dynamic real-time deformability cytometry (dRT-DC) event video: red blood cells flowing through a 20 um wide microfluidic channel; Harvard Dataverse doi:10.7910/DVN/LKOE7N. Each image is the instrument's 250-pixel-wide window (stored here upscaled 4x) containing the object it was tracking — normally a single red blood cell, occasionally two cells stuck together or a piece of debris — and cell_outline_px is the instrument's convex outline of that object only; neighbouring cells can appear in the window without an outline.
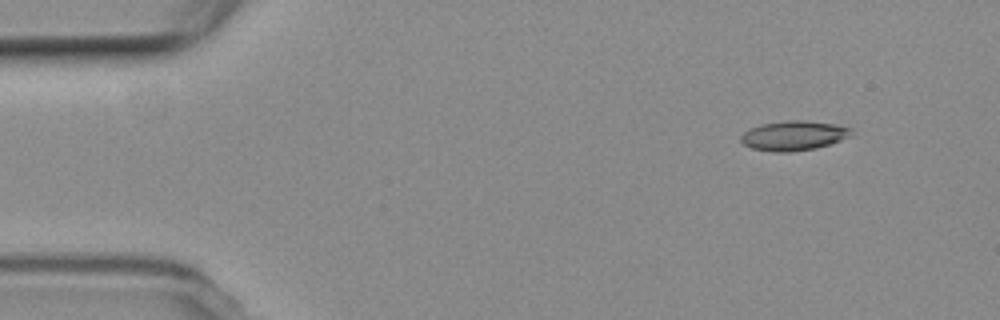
{"species": "common noctule bat (a hibernating species)", "species_latin": "Nyctalus noctula", "temperature_condition": "room temperature", "stored_images_in_passage": 4, "camera_frame_rate_fps": 3000, "um_per_image_px": 0.085, "animal": {"sex": "female", "body_mass_g": 19.3, "forearm_length_mm": 54.1}, "frame": {"image": 1, "passage_image": 1, "time_ms": 0.0, "image_size_px": [1000, 320], "cell_outline_px": [[852, 136], [816, 148], [792, 152], [772, 152], [752, 148], [744, 144], [740, 140], [740, 136], [744, 132], [760, 124], [788, 120], [804, 120], [836, 124], [852, 128]], "centroid_in_image_um": [67.47, 11.52], "position_along_channel_um": 17.5, "area_um2": 19.13}}
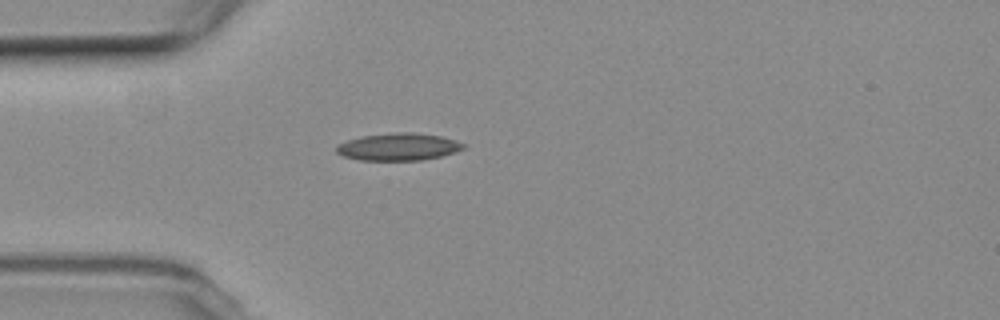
{"frame": {"image": 2, "passage_image": 4, "time_ms": 3.333, "image_size_px": [1000, 320], "cell_outline_px": [[464, 148], [456, 152], [440, 156], [420, 160], [360, 160], [344, 156], [336, 152], [336, 144], [360, 136], [392, 132], [412, 132], [440, 136], [456, 140], [464, 144]], "centroid_in_image_um": [33.84, 12.47], "position_along_channel_um": 51.2, "area_um2": 20.23}}